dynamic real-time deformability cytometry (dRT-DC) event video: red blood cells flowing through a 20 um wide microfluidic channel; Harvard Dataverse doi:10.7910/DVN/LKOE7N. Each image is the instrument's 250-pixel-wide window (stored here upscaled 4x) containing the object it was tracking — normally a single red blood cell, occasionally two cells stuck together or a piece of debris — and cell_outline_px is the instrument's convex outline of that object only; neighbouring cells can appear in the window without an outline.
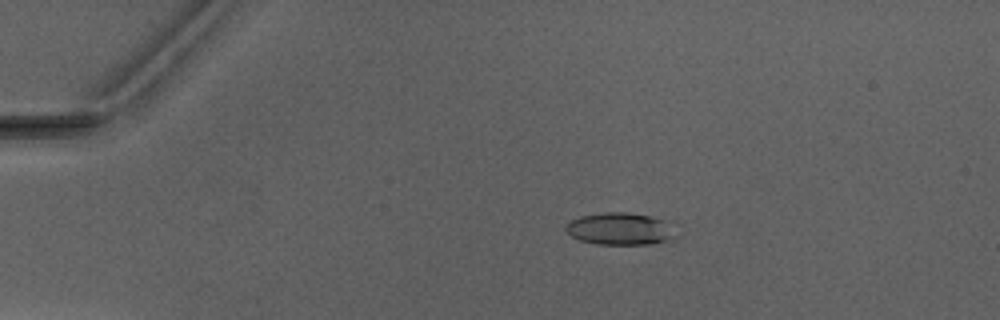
{"species": "Egyptian fruit bat (a non-hibernating species)", "species_latin": "Rousettus aegyptiacus", "temperature_condition": "warm", "stored_images_in_passage": 5, "camera_frame_rate_fps": 3000, "um_per_image_px": 0.085, "animal": {"sex": "male"}, "frame": {"image": 1, "passage_image": 1, "time_ms": 0.0, "image_size_px": [1000, 320], "cell_outline_px": [[672, 236], [668, 240], [652, 244], [596, 244], [580, 240], [572, 236], [564, 228], [572, 220], [580, 216], [604, 212], [628, 212], [668, 220]], "centroid_in_image_um": [52.66, 19.44], "position_along_channel_um": 32.3, "area_um2": 20.29}}
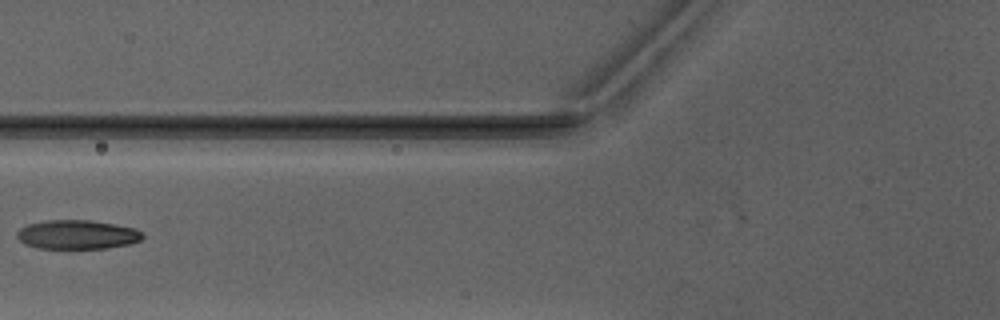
{"frame": {"image": 2, "passage_image": 4, "time_ms": 3.667, "image_size_px": [1000, 320], "cell_outline_px": [[144, 236], [140, 240], [128, 244], [104, 248], [40, 248], [24, 244], [16, 236], [16, 232], [20, 228], [28, 224], [48, 220], [88, 220], [116, 224], [132, 228], [140, 232]], "centroid_in_image_um": [6.52, 19.93], "position_along_channel_um": 119.3, "area_um2": 21.04}}
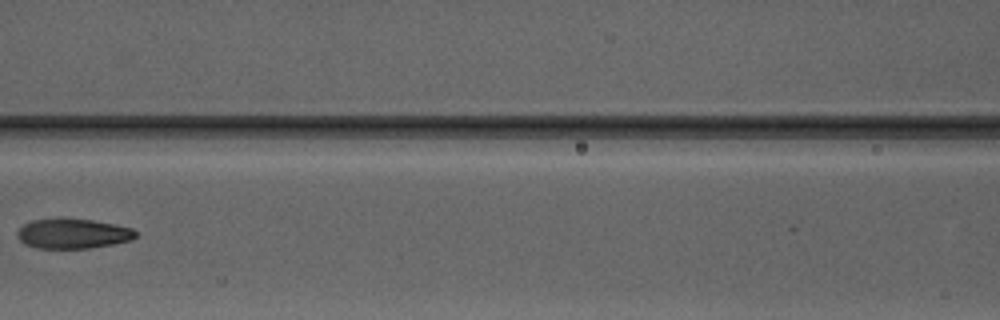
{"frame": {"image": 3, "passage_image": 5, "time_ms": 4.667, "image_size_px": [1000, 320], "cell_outline_px": [[136, 236], [132, 240], [112, 244], [88, 248], [36, 248], [24, 244], [16, 236], [16, 232], [24, 224], [32, 220], [92, 220], [132, 228], [136, 232]], "centroid_in_image_um": [6.18, 19.88], "position_along_channel_um": 160.4, "area_um2": 20.11}}